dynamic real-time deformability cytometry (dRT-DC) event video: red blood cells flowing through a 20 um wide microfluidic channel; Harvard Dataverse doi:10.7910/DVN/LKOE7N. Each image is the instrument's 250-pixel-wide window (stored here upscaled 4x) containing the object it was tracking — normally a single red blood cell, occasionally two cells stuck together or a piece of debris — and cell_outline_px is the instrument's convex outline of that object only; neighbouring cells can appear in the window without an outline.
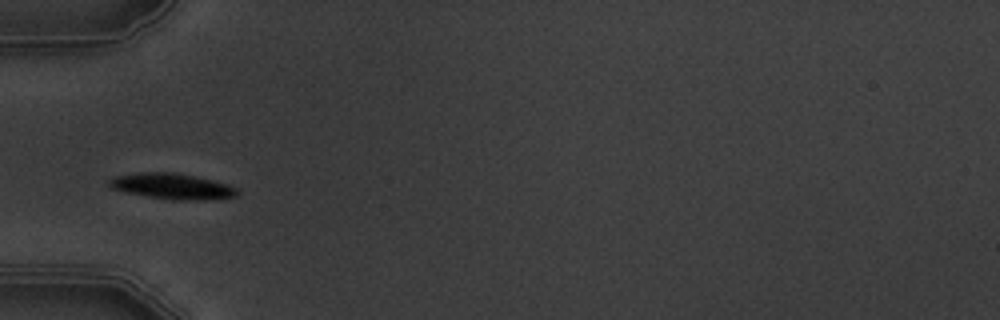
{"species": "common noctule bat (a hibernating species)", "species_latin": "Nyctalus noctula", "temperature_condition": "warm", "stored_images_in_passage": 6, "camera_frame_rate_fps": 3000, "um_per_image_px": 0.085, "animal": {"sex": "male", "body_mass_g": 19.5, "forearm_length_mm": 54.6}, "frame": {"image": 1, "passage_image": 4, "time_ms": 4.333, "image_size_px": [1000, 320], "cell_outline_px": [[240, 192], [236, 196], [204, 200], [172, 200], [124, 192], [112, 188], [108, 184], [108, 180], [112, 176], [140, 172], [172, 172], [212, 180], [228, 184], [236, 188]], "centroid_in_image_um": [14.6, 15.83], "position_along_channel_um": 70.4, "area_um2": 19.19}}